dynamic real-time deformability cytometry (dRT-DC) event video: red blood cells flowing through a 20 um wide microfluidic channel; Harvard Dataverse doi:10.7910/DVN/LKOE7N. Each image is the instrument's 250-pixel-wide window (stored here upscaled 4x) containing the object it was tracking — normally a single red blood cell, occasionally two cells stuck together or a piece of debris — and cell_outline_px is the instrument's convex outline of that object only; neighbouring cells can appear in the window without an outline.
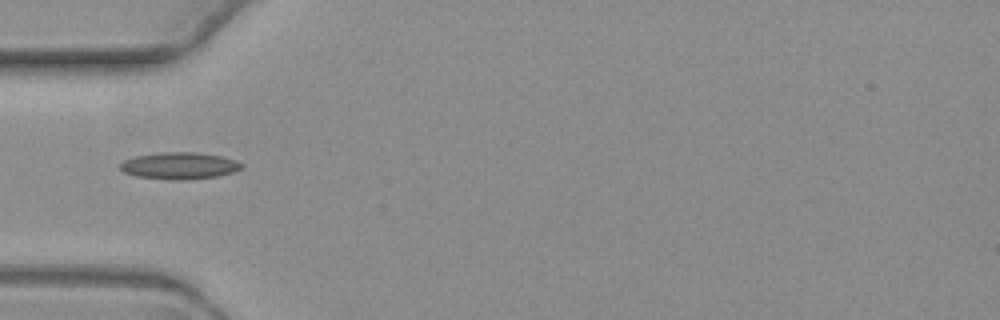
{"species": "common noctule bat (a hibernating species)", "species_latin": "Nyctalus noctula", "temperature_condition": "warm", "stored_images_in_passage": 1, "camera_frame_rate_fps": 3000, "um_per_image_px": 0.085, "animal": {"sex": "female", "body_mass_g": 19.3, "forearm_length_mm": 54.1}, "frame": {"image": 1, "passage_image": 1, "time_ms": 0.0, "image_size_px": [1000, 320], "cell_outline_px": [[244, 164], [240, 168], [232, 172], [216, 176], [184, 180], [172, 180], [136, 176], [124, 172], [120, 168], [120, 164], [124, 160], [136, 156], [160, 152], [196, 152], [220, 156], [236, 160]], "centroid_in_image_um": [15.23, 14.08], "position_along_channel_um": 69.8, "area_um2": 18.84}}